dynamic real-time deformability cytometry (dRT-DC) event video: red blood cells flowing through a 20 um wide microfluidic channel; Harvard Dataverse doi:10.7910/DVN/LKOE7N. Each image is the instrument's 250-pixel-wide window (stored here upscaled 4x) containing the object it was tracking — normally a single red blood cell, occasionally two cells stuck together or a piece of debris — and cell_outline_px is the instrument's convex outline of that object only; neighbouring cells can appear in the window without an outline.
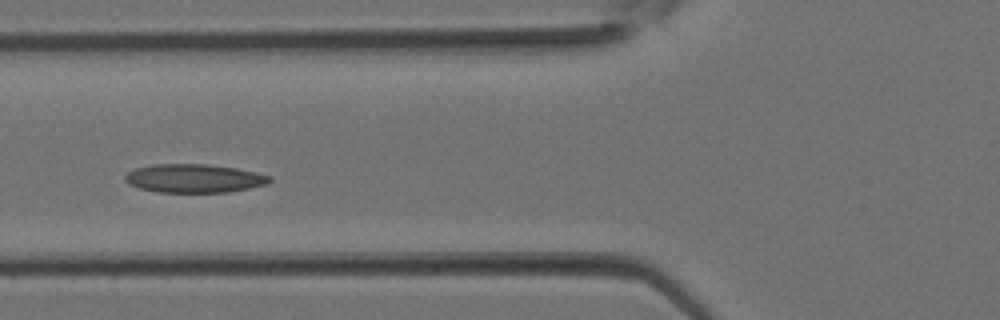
{"species": "Egyptian fruit bat (a non-hibernating species)", "species_latin": "Rousettus aegyptiacus", "temperature_condition": "room temperature", "stored_images_in_passage": 17, "camera_frame_rate_fps": 3000, "um_per_image_px": 0.085, "animal": {"sex": "female"}, "frame": {"image": 1, "passage_image": 12, "time_ms": 3.667, "image_size_px": [1000, 320], "cell_outline_px": [[272, 180], [268, 184], [228, 192], [156, 192], [140, 188], [128, 184], [124, 180], [124, 176], [128, 172], [136, 168], [152, 164], [208, 164], [236, 168], [256, 172], [272, 176]], "centroid_in_image_um": [16.5, 15.16], "position_along_channel_um": 109.3, "area_um2": 24.16}}
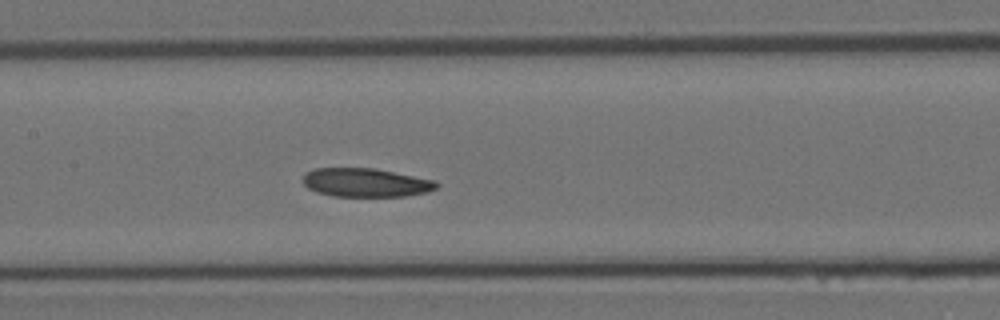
{"frame": {"image": 2, "passage_image": 15, "time_ms": 4.667, "image_size_px": [1000, 320], "cell_outline_px": [[440, 184], [436, 188], [428, 192], [404, 196], [332, 196], [316, 192], [308, 188], [304, 184], [304, 172], [316, 168], [376, 168], [436, 180]], "centroid_in_image_um": [31.11, 15.51], "position_along_channel_um": 176.3, "area_um2": 22.48}}
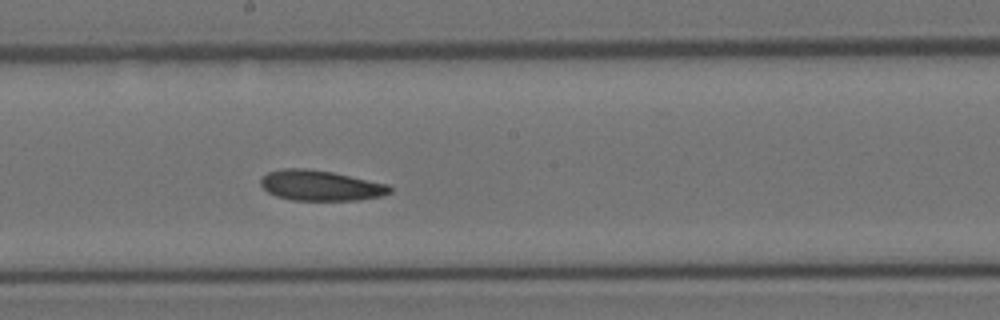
{"frame": {"image": 3, "passage_image": 17, "time_ms": 5.333, "image_size_px": [1000, 320], "cell_outline_px": [[392, 192], [380, 196], [360, 200], [292, 200], [276, 196], [268, 192], [260, 184], [260, 180], [268, 172], [284, 168], [308, 168], [332, 172], [388, 184], [392, 188]], "centroid_in_image_um": [27.25, 15.77], "position_along_channel_um": 221.0, "area_um2": 22.83}}